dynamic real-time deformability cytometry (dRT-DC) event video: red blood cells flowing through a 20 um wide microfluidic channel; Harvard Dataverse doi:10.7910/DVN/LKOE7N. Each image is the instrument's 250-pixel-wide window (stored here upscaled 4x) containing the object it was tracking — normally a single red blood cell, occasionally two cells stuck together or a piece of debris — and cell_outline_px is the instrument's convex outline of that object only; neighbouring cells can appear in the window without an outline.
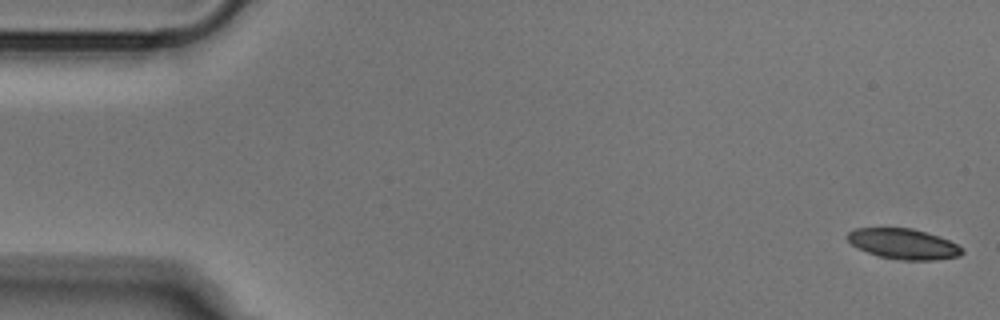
{"species": "Egyptian fruit bat (a non-hibernating species)", "species_latin": "Rousettus aegyptiacus", "temperature_condition": "cold", "stored_images_in_passage": 51, "camera_frame_rate_fps": 3000, "um_per_image_px": 0.085, "animal": {"sex": "male"}, "frame": {"image": 1, "passage_image": 1, "time_ms": 0.0, "image_size_px": [1000, 320], "cell_outline_px": [[964, 252], [960, 256], [936, 260], [900, 260], [880, 256], [856, 248], [848, 240], [848, 232], [856, 228], [912, 228], [948, 240], [964, 248]], "centroid_in_image_um": [76.81, 20.74], "position_along_channel_um": 8.2, "area_um2": 20.17}}
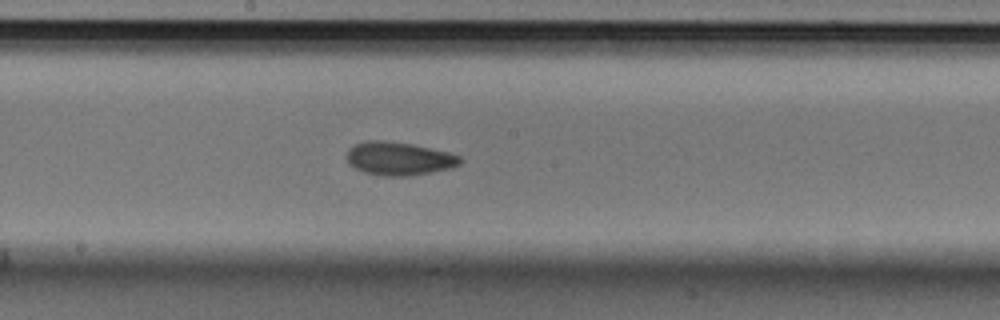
{"frame": {"image": 2, "passage_image": 27, "time_ms": 8.667, "image_size_px": [1000, 320], "cell_outline_px": [[464, 160], [460, 164], [452, 168], [412, 176], [384, 176], [364, 172], [352, 168], [348, 164], [348, 148], [352, 144], [368, 140], [384, 140], [412, 144], [448, 152], [460, 156]], "centroid_in_image_um": [33.9, 13.48], "position_along_channel_um": 214.3, "area_um2": 22.31}}
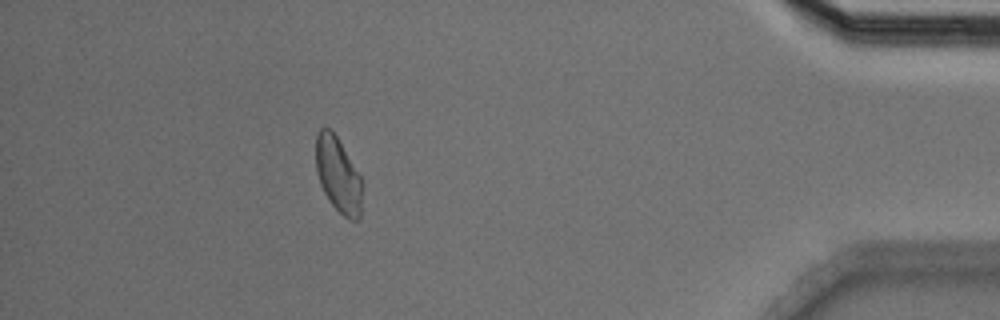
{"frame": {"image": 3, "passage_image": 46, "time_ms": 15.0, "image_size_px": [1000, 320], "cell_outline_px": [[364, 188], [360, 216], [356, 220], [348, 220], [332, 204], [324, 192], [320, 184], [316, 172], [316, 132], [320, 128], [332, 128], [360, 176], [364, 184]], "centroid_in_image_um": [28.76, 14.86], "position_along_channel_um": 406.4, "area_um2": 20.58}}